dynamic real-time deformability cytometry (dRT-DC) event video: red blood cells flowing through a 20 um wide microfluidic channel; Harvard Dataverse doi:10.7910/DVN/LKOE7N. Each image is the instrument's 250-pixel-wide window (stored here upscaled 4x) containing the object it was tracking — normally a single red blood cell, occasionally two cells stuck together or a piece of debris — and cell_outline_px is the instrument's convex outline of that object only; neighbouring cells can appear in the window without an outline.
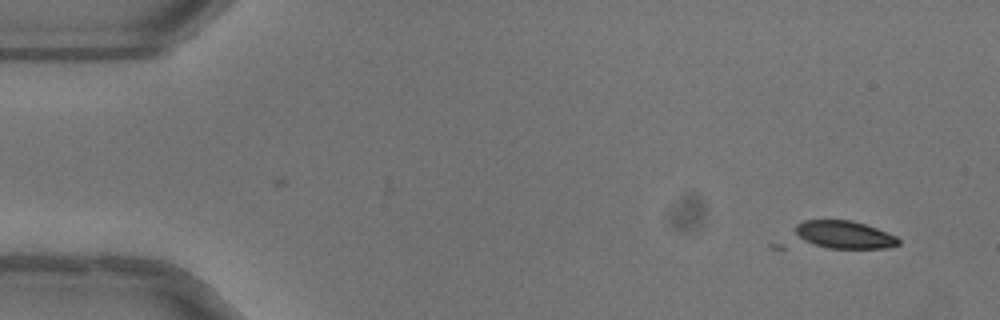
{"species": "common noctule bat (a hibernating species)", "species_latin": "Nyctalus noctula", "temperature_condition": "warm", "stored_images_in_passage": 3, "camera_frame_rate_fps": 3000, "um_per_image_px": 0.085, "animal": {"sex": "female"}, "frame": {"image": 1, "passage_image": 3, "time_ms": 0.667, "image_size_px": [1000, 320], "cell_outline_px": [[900, 244], [888, 248], [828, 248], [812, 244], [796, 236], [796, 224], [804, 220], [852, 220], [876, 228], [896, 236], [900, 240]], "centroid_in_image_um": [71.77, 19.95], "position_along_channel_um": 13.2, "area_um2": 16.65}}